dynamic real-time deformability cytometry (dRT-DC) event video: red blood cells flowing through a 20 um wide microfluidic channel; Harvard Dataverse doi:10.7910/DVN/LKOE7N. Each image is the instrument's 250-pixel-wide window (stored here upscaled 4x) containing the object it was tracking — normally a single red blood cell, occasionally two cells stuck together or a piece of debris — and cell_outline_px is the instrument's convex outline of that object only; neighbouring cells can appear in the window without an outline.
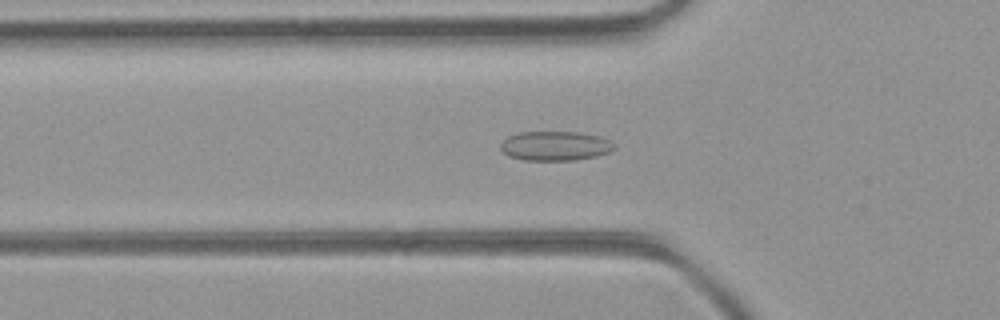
{"species": "common noctule bat (a hibernating species)", "species_latin": "Nyctalus noctula", "temperature_condition": "room temperature", "stored_images_in_passage": 36, "camera_frame_rate_fps": 3000, "um_per_image_px": 0.085, "animal": {"sex": "female", "body_mass_g": 21.9}, "frame": {"image": 1, "passage_image": 3, "time_ms": 0.667, "image_size_px": [1000, 320], "cell_outline_px": [[616, 148], [612, 152], [596, 156], [576, 160], [524, 160], [508, 156], [500, 148], [500, 144], [508, 136], [520, 132], [580, 132], [600, 136], [616, 144]], "centroid_in_image_um": [47.23, 12.4], "position_along_channel_um": 78.6, "area_um2": 19.65}}
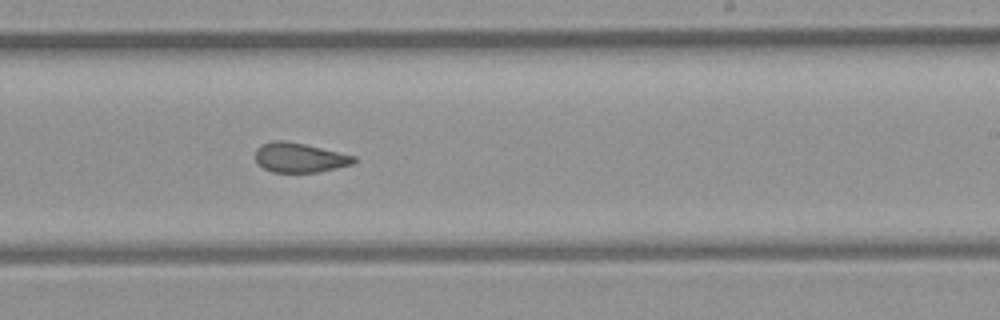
{"frame": {"image": 2, "passage_image": 16, "time_ms": 5.0, "image_size_px": [1000, 320], "cell_outline_px": [[356, 160], [352, 164], [320, 172], [272, 172], [264, 168], [256, 160], [256, 148], [260, 144], [272, 140], [284, 140], [304, 144], [356, 156]], "centroid_in_image_um": [25.45, 13.39], "position_along_channel_um": 263.6, "area_um2": 16.94}}
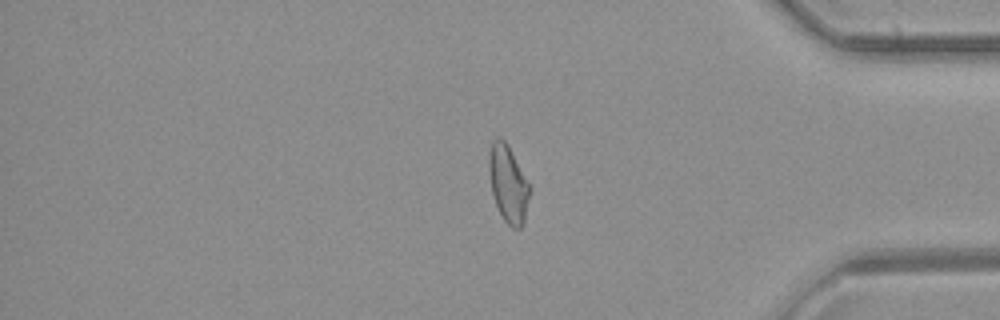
{"frame": {"image": 3, "passage_image": 27, "time_ms": 8.667, "image_size_px": [1000, 320], "cell_outline_px": [[532, 188], [524, 220], [520, 228], [512, 228], [504, 220], [492, 196], [488, 168], [488, 160], [492, 140], [496, 136], [500, 136], [508, 144]], "centroid_in_image_um": [43.19, 15.59], "position_along_channel_um": 392.0, "area_um2": 18.55}, "authors_computed_cell_mechanics": {"area_um2": 18.1492, "velocity_mm_per_s": 4.2566, "shape_relaxation_time_tau1_ms": null, "shape_relaxation_time_tau2_ms": 1.4969, "deformation_change_tau1": null, "deformation_change_tau2": 0.0747}}